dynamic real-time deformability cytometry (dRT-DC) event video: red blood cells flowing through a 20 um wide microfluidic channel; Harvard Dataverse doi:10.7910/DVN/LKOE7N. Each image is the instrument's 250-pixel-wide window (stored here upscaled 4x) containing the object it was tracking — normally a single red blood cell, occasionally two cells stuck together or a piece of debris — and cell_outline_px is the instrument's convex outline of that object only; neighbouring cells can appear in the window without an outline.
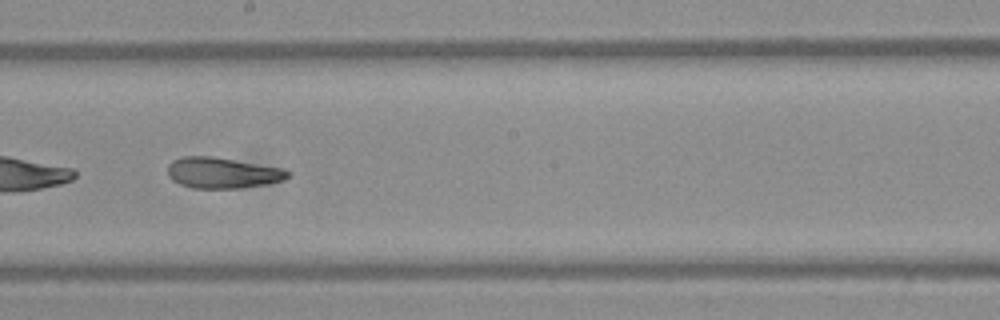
{"species": "Egyptian fruit bat (a non-hibernating species)", "species_latin": "Rousettus aegyptiacus", "temperature_condition": "warm", "stored_images_in_passage": 29, "camera_frame_rate_fps": 3000, "um_per_image_px": 0.085, "frame": {"image": 1, "passage_image": 21, "time_ms": 6.667, "image_size_px": [1000, 320], "cell_outline_px": [[292, 172], [284, 180], [268, 184], [240, 188], [192, 188], [180, 184], [172, 180], [168, 176], [168, 164], [172, 160], [184, 156], [208, 156], [280, 168]], "centroid_in_image_um": [18.87, 14.7], "position_along_channel_um": 229.3, "area_um2": 21.39}}